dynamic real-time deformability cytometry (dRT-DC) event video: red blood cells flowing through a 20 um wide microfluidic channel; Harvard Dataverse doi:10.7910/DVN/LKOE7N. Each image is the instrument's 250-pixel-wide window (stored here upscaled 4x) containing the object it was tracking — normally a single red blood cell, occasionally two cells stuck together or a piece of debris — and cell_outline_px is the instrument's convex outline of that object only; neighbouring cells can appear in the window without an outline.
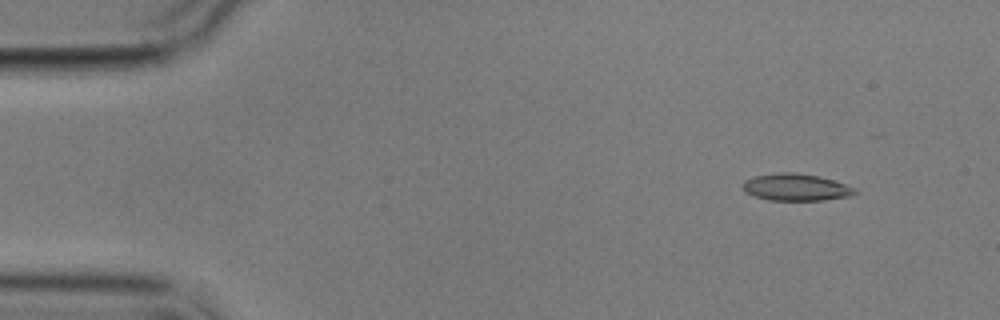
{"species": "common noctule bat (a hibernating species)", "species_latin": "Nyctalus noctula", "temperature_condition": "cold", "stored_images_in_passage": 6, "camera_frame_rate_fps": 3000, "um_per_image_px": 0.085, "animal": {"sex": "male", "body_mass_g": 17.9}, "frame": {"image": 1, "passage_image": 2, "time_ms": 1.333, "image_size_px": [1000, 320], "cell_outline_px": [[856, 192], [852, 196], [824, 200], [768, 200], [744, 192], [744, 180], [756, 176], [780, 172], [796, 172], [816, 176], [832, 180], [856, 188]], "centroid_in_image_um": [67.66, 15.92], "position_along_channel_um": 17.3, "area_um2": 17.46}}